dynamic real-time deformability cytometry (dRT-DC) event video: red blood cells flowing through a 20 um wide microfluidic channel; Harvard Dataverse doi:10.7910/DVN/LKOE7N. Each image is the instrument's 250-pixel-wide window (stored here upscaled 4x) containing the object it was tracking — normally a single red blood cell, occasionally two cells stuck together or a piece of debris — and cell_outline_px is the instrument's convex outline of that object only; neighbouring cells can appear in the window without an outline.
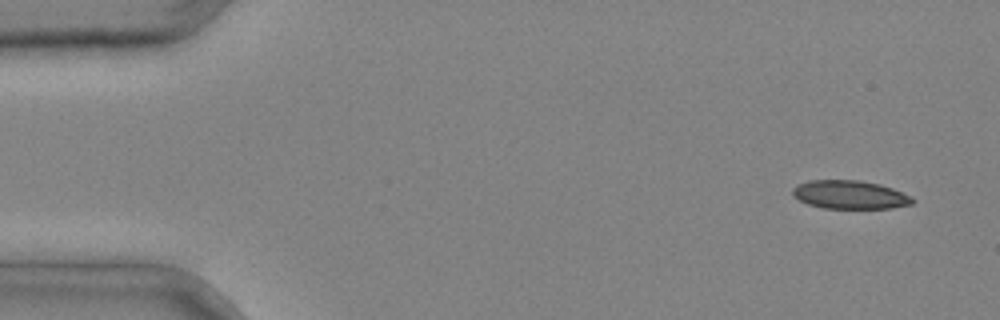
{"species": "common noctule bat (a hibernating species)", "species_latin": "Nyctalus noctula", "temperature_condition": "cold", "stored_images_in_passage": 4, "camera_frame_rate_fps": 3000, "um_per_image_px": 0.085, "animal": {"sex": "male", "body_mass_g": 20.4}, "frame": {"image": 1, "passage_image": 1, "time_ms": 0.0, "image_size_px": [1000, 320], "cell_outline_px": [[916, 200], [912, 204], [892, 208], [824, 208], [808, 204], [792, 196], [792, 188], [796, 184], [808, 180], [860, 180], [880, 184], [892, 188], [912, 196]], "centroid_in_image_um": [72.23, 16.54], "position_along_channel_um": 12.8, "area_um2": 20.06}}
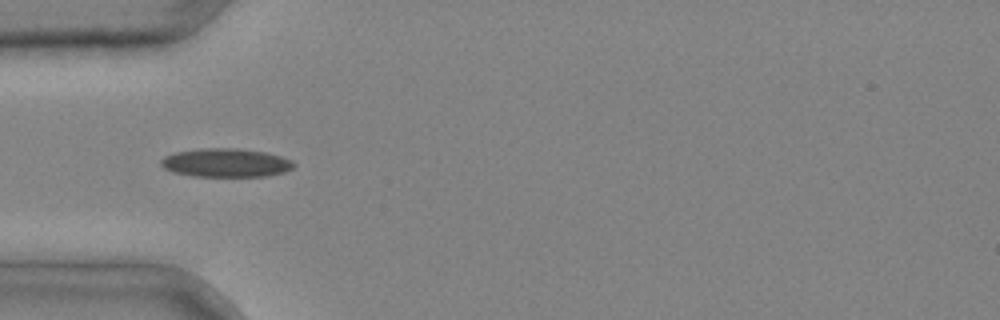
{"frame": {"image": 2, "passage_image": 4, "time_ms": 1.0, "image_size_px": [1000, 320], "cell_outline_px": [[296, 164], [292, 168], [284, 172], [268, 176], [192, 176], [172, 172], [164, 168], [160, 164], [160, 160], [164, 156], [176, 152], [200, 148], [236, 148], [264, 152], [280, 156], [292, 160]], "centroid_in_image_um": [19.18, 13.83], "position_along_channel_um": 65.8, "area_um2": 22.2}}